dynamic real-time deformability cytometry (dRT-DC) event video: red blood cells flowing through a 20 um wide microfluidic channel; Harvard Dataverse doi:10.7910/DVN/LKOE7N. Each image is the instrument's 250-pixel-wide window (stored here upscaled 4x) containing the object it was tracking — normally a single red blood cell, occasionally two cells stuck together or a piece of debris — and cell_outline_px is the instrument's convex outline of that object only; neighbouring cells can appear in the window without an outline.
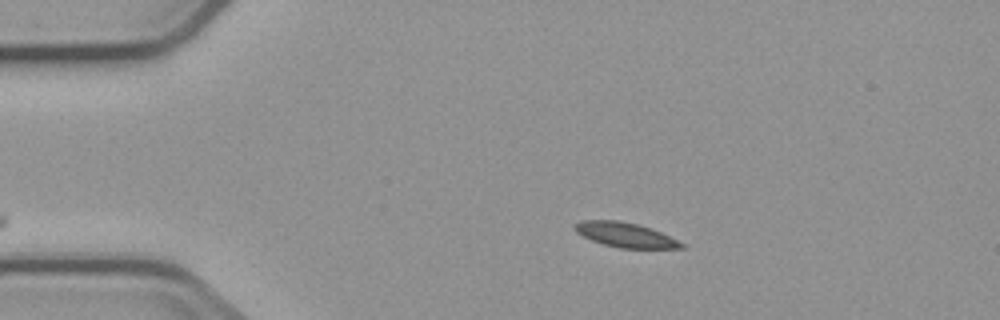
{"species": "common noctule bat (a hibernating species)", "species_latin": "Nyctalus noctula", "temperature_condition": "cold", "stored_images_in_passage": 2, "camera_frame_rate_fps": 3000, "um_per_image_px": 0.085, "animal": {"sex": "male", "body_mass_g": 23.1, "forearm_length_mm": 52.7}, "frame": {"image": 1, "passage_image": 2, "time_ms": 1.333, "image_size_px": [1000, 320], "cell_outline_px": [[684, 248], [620, 248], [604, 244], [592, 240], [576, 232], [572, 228], [580, 220], [616, 220], [636, 224], [660, 232], [684, 244]], "centroid_in_image_um": [53.1, 19.96], "position_along_channel_um": 31.9, "area_um2": 14.97}}